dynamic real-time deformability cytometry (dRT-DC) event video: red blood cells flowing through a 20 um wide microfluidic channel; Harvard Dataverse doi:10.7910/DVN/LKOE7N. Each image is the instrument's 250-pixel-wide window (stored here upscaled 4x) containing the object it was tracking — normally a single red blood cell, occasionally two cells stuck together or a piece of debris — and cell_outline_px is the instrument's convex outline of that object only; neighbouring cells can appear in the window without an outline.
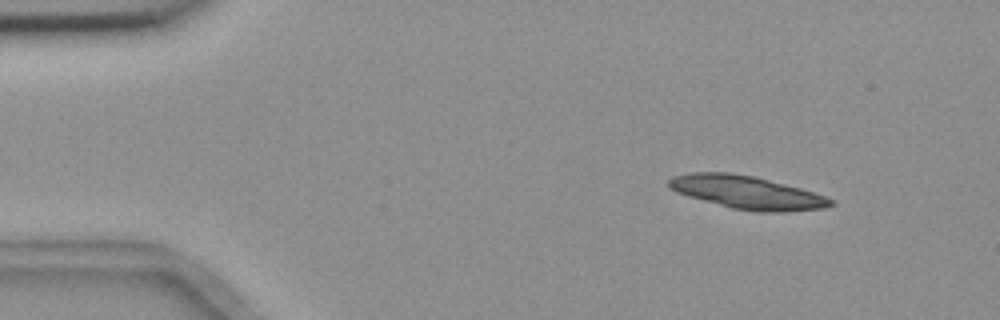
{"species": "common noctule bat (a hibernating species)", "species_latin": "Nyctalus noctula", "temperature_condition": "room temperature", "stored_images_in_passage": 13, "camera_frame_rate_fps": 3000, "um_per_image_px": 0.085, "animal": {"sex": "female", "body_mass_g": 18.4}, "frame": {"image": 1, "passage_image": 2, "time_ms": 1.333, "image_size_px": [1000, 320], "cell_outline_px": [[836, 204], [828, 208], [784, 212], [756, 212], [732, 208], [688, 196], [676, 192], [668, 188], [668, 180], [672, 176], [688, 172], [732, 172], [752, 176], [800, 188], [836, 200]], "centroid_in_image_um": [63.49, 16.36], "position_along_channel_um": 21.5, "area_um2": 31.33}}
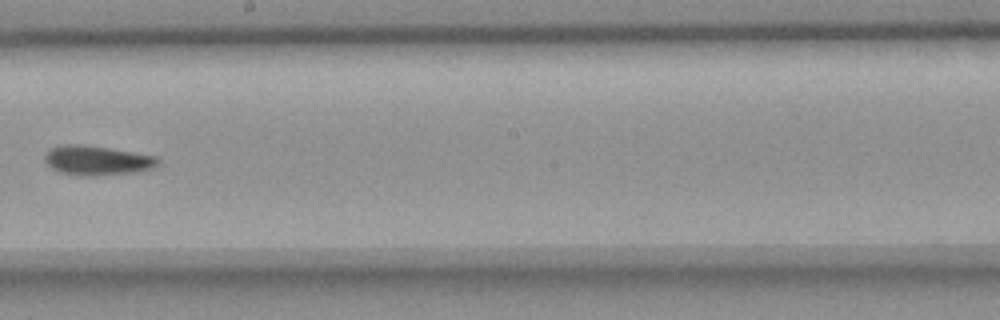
{"frame": {"image": 2, "passage_image": 8, "time_ms": 9.667, "image_size_px": [1000, 320], "cell_outline_px": [[160, 164], [152, 168], [136, 172], [96, 176], [80, 176], [60, 172], [52, 168], [44, 160], [44, 152], [52, 148], [64, 144], [84, 144], [156, 156], [160, 160]], "centroid_in_image_um": [8.24, 13.64], "position_along_channel_um": 240.0, "area_um2": 19.59}}
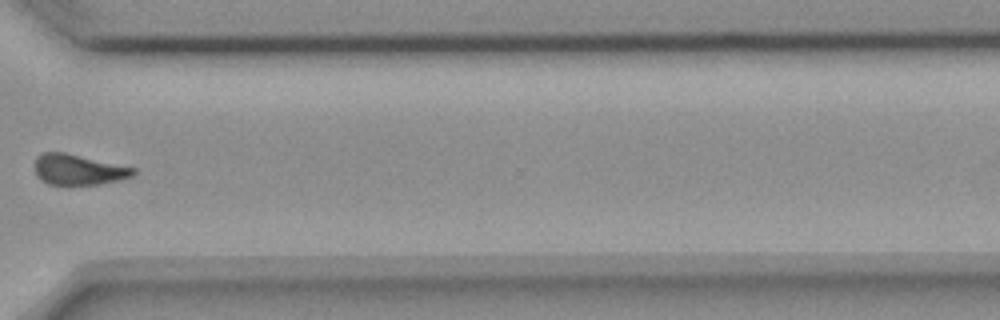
{"frame": {"image": 3, "passage_image": 11, "time_ms": 13.0, "image_size_px": [1000, 320], "cell_outline_px": [[136, 176], [120, 180], [100, 184], [68, 188], [64, 188], [48, 184], [36, 176], [36, 156], [40, 152], [64, 152], [136, 168]], "centroid_in_image_um": [6.67, 14.47], "position_along_channel_um": 363.9, "area_um2": 18.38}}